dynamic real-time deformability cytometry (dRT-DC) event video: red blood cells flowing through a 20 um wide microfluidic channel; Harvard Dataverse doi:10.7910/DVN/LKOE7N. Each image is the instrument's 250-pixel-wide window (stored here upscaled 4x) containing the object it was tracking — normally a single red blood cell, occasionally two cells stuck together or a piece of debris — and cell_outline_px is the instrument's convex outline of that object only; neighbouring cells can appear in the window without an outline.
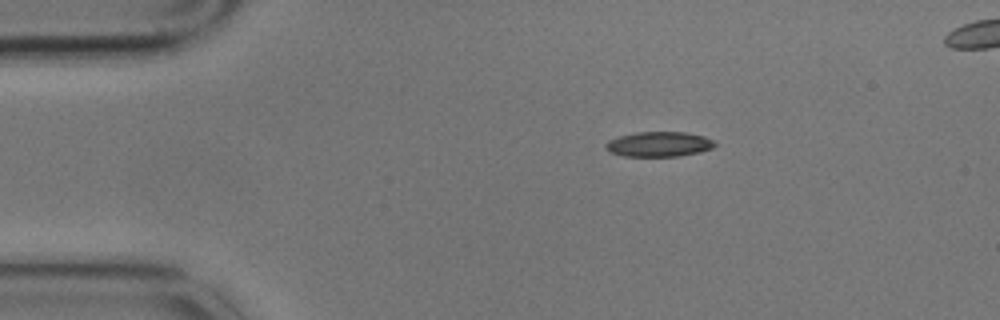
{"species": "common noctule bat (a hibernating species)", "species_latin": "Nyctalus noctula", "temperature_condition": "cold", "stored_images_in_passage": 3, "camera_frame_rate_fps": 3000, "um_per_image_px": 0.085, "animal": {"sex": "male", "body_mass_g": 17.9}, "frame": {"image": 1, "passage_image": 1, "time_ms": 0.0, "image_size_px": [1000, 320], "cell_outline_px": [[716, 144], [712, 148], [700, 152], [680, 156], [624, 156], [608, 152], [604, 148], [604, 144], [608, 140], [620, 136], [636, 132], [688, 132], [704, 136], [712, 140]], "centroid_in_image_um": [55.98, 12.26], "position_along_channel_um": 29.0, "area_um2": 16.01}}